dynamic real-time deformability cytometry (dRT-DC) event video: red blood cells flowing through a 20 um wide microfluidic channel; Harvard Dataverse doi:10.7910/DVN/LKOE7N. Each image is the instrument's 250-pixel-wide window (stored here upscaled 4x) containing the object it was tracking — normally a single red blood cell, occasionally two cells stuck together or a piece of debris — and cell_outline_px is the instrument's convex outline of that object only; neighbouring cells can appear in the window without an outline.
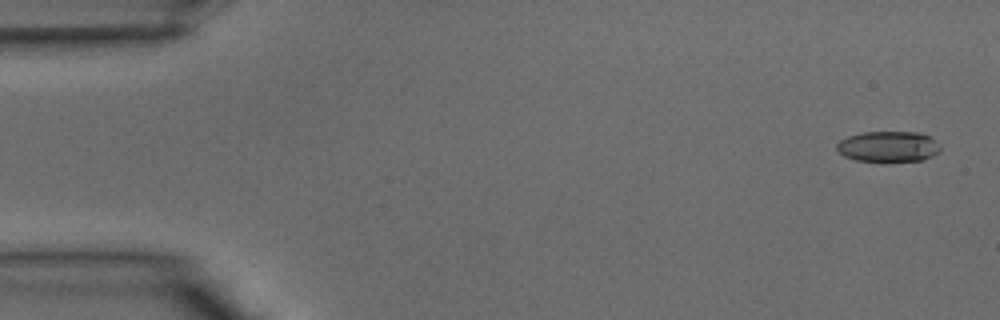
{"species": "common noctule bat (a hibernating species)", "species_latin": "Nyctalus noctula", "temperature_condition": "warm", "stored_images_in_passage": 39, "camera_frame_rate_fps": 3000, "um_per_image_px": 0.085, "animal": {"sex": "male", "body_mass_g": 15.6}, "frame": {"image": 1, "passage_image": 1, "time_ms": 0.0, "image_size_px": [1000, 320], "cell_outline_px": [[940, 152], [924, 160], [856, 160], [844, 156], [836, 148], [836, 144], [840, 140], [848, 136], [860, 132], [920, 132], [936, 140], [940, 144]], "centroid_in_image_um": [75.53, 12.43], "position_along_channel_um": 9.5, "area_um2": 18.38}}
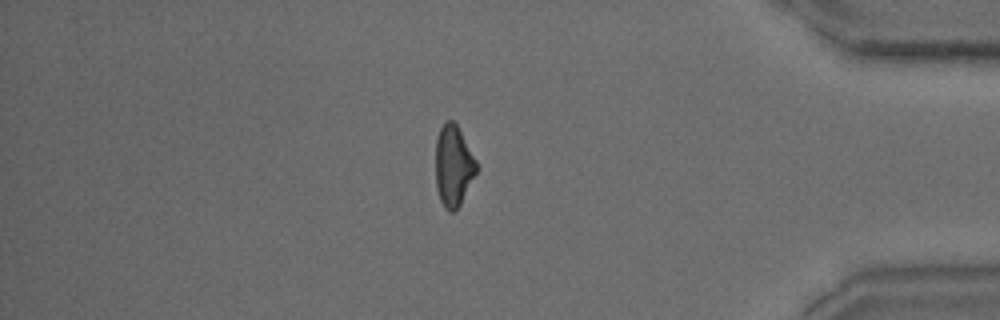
{"frame": {"image": 2, "passage_image": 33, "time_ms": 10.667, "image_size_px": [1000, 320], "cell_outline_px": [[480, 168], [460, 204], [452, 212], [448, 212], [444, 208], [440, 200], [436, 188], [436, 140], [440, 128], [444, 120], [452, 120], [456, 124], [476, 160]], "centroid_in_image_um": [38.55, 14.11], "position_along_channel_um": 396.7, "area_um2": 19.42}}
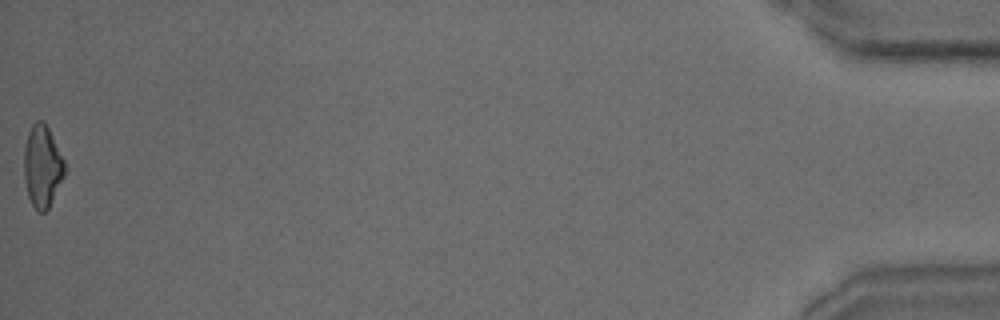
{"frame": {"image": 3, "passage_image": 39, "time_ms": 12.667, "image_size_px": [1000, 320], "cell_outline_px": [[64, 176], [48, 208], [44, 212], [40, 212], [32, 204], [28, 196], [24, 180], [24, 144], [28, 132], [32, 124], [36, 120], [44, 120], [64, 160]], "centroid_in_image_um": [3.57, 14.1], "position_along_channel_um": 431.6, "area_um2": 19.25}}